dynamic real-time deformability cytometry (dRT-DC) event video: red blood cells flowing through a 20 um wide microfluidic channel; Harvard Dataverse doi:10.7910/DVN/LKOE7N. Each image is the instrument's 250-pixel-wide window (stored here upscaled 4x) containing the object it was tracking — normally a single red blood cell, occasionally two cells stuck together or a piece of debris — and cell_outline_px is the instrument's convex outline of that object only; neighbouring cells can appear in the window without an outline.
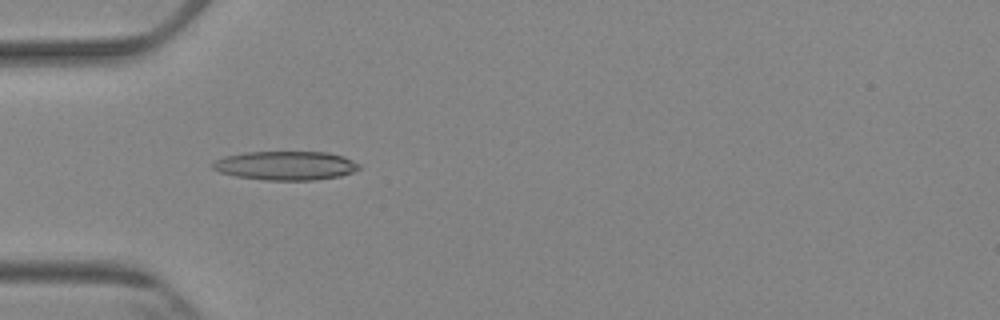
{"species": "Egyptian fruit bat (a non-hibernating species)", "species_latin": "Rousettus aegyptiacus", "temperature_condition": "cold", "stored_images_in_passage": 5, "camera_frame_rate_fps": 3000, "um_per_image_px": 0.085, "animal": {"sex": "female"}, "frame": {"image": 1, "passage_image": 1, "time_ms": 0.0, "image_size_px": [1000, 320], "cell_outline_px": [[360, 168], [352, 172], [340, 176], [312, 180], [264, 180], [236, 176], [220, 172], [212, 168], [212, 164], [216, 160], [224, 156], [244, 152], [328, 152], [344, 156], [360, 164]], "centroid_in_image_um": [24.29, 14.07], "position_along_channel_um": 60.7, "area_um2": 24.68}}
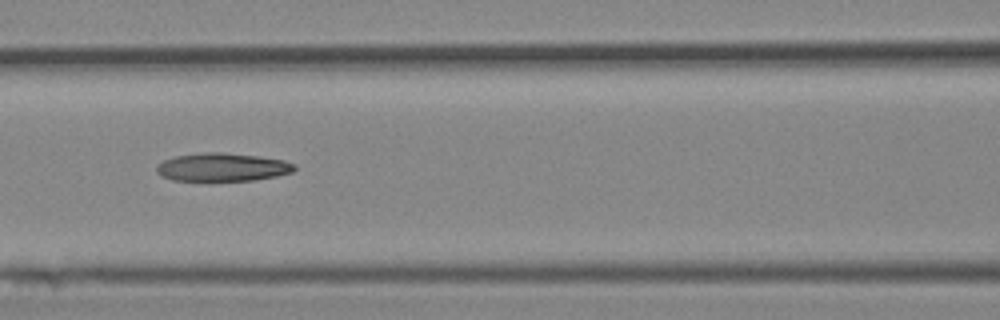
{"frame": {"image": 2, "passage_image": 3, "time_ms": 2.333, "image_size_px": [1000, 320], "cell_outline_px": [[296, 168], [292, 172], [276, 176], [256, 180], [172, 180], [160, 176], [156, 172], [156, 168], [164, 160], [176, 156], [204, 152], [224, 152], [260, 156], [284, 160], [296, 164]], "centroid_in_image_um": [18.93, 14.2], "position_along_channel_um": 147.7, "area_um2": 22.66}}
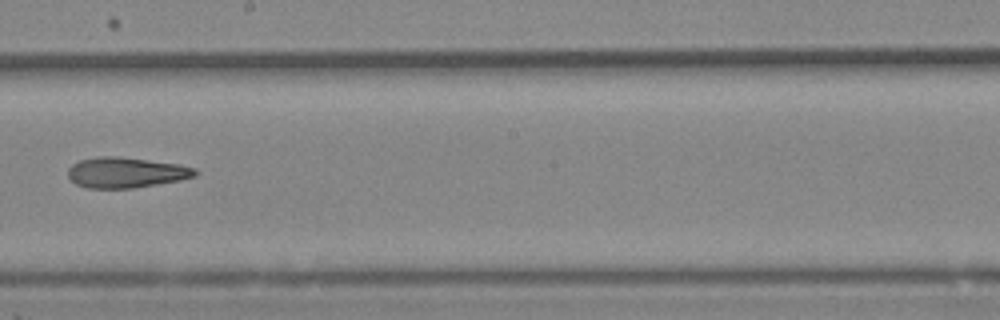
{"frame": {"image": 3, "passage_image": 5, "time_ms": 4.667, "image_size_px": [1000, 320], "cell_outline_px": [[200, 172], [196, 176], [180, 180], [132, 188], [88, 188], [76, 184], [68, 176], [68, 168], [72, 164], [80, 160], [96, 156], [120, 156], [180, 164], [196, 168]], "centroid_in_image_um": [10.73, 14.65], "position_along_channel_um": 237.5, "area_um2": 22.77}}